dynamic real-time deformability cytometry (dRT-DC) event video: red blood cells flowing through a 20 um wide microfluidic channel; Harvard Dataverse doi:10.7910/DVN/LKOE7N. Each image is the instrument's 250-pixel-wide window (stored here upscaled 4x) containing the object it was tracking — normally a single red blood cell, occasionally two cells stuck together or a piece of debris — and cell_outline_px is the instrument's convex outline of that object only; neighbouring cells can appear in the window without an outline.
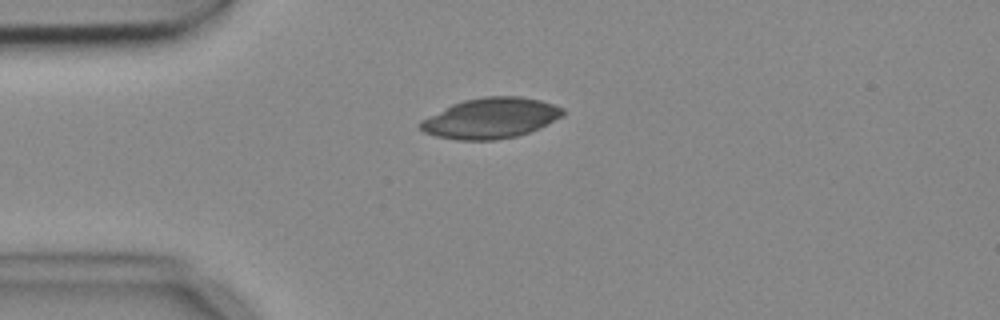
{"species": "common noctule bat (a hibernating species)", "species_latin": "Nyctalus noctula", "temperature_condition": "cold", "stored_images_in_passage": 6, "camera_frame_rate_fps": 3000, "um_per_image_px": 0.085, "animal": {"sex": "female", "body_mass_g": 18.4}, "frame": {"image": 1, "passage_image": 1, "time_ms": 0.0, "image_size_px": [1000, 320], "cell_outline_px": [[564, 116], [540, 128], [516, 136], [492, 140], [456, 140], [436, 136], [424, 132], [420, 128], [420, 120], [452, 104], [464, 100], [484, 96], [520, 96], [540, 100], [564, 108]], "centroid_in_image_um": [41.72, 10.04], "position_along_channel_um": 43.3, "area_um2": 33.64}}
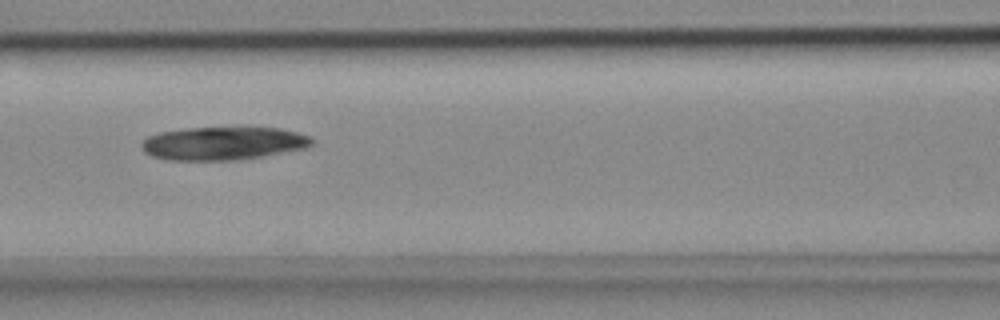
{"frame": {"image": 2, "passage_image": 4, "time_ms": 1.0, "image_size_px": [1000, 320], "cell_outline_px": [[316, 140], [308, 148], [236, 160], [168, 160], [152, 156], [144, 152], [140, 144], [148, 136], [160, 132], [188, 128], [244, 124], [248, 124], [280, 128], [312, 136]], "centroid_in_image_um": [19.04, 12.13], "position_along_channel_um": 147.6, "area_um2": 34.28}}